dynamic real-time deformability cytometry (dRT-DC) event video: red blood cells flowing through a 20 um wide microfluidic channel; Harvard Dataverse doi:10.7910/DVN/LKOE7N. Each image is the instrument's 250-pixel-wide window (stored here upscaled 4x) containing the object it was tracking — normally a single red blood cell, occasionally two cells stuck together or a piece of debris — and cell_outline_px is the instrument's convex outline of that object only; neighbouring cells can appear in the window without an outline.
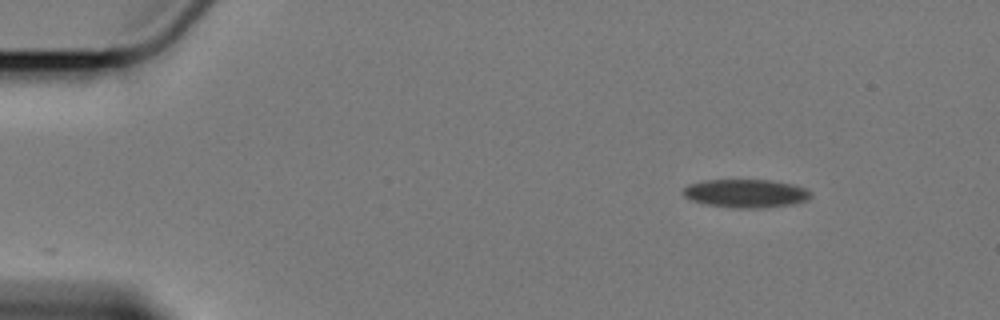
{"species": "Egyptian fruit bat (a non-hibernating species)", "species_latin": "Rousettus aegyptiacus", "temperature_condition": "cold", "stored_images_in_passage": 53, "camera_frame_rate_fps": 3000, "um_per_image_px": 0.085, "animal": {"sex": "female"}, "frame": {"image": 1, "passage_image": 1, "time_ms": 0.0, "image_size_px": [1000, 320], "cell_outline_px": [[812, 196], [808, 200], [796, 204], [764, 208], [732, 208], [704, 204], [688, 200], [680, 192], [688, 184], [704, 180], [772, 180], [792, 184], [804, 188], [812, 192]], "centroid_in_image_um": [63.38, 16.45], "position_along_channel_um": 21.6, "area_um2": 21.56}}
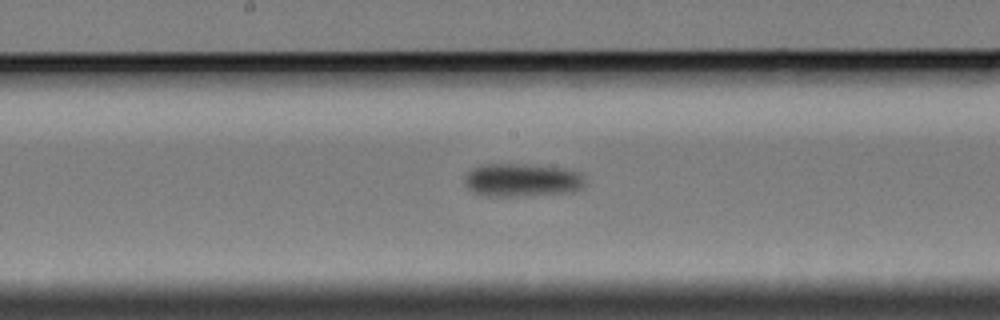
{"frame": {"image": 2, "passage_image": 25, "time_ms": 8.0, "image_size_px": [1000, 320], "cell_outline_px": [[588, 184], [584, 188], [572, 192], [532, 196], [484, 196], [468, 188], [464, 184], [464, 176], [472, 168], [480, 164], [528, 164], [568, 168], [580, 172]], "centroid_in_image_um": [44.43, 15.31], "position_along_channel_um": 203.8, "area_um2": 24.04}}
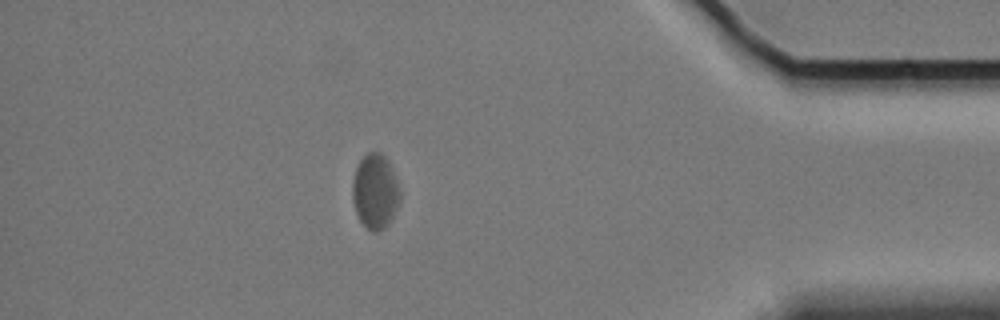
{"frame": {"image": 3, "passage_image": 46, "time_ms": 15.0, "image_size_px": [1000, 320], "cell_outline_px": [[400, 200], [388, 224], [384, 228], [372, 232], [360, 220], [356, 212], [352, 196], [352, 180], [356, 168], [360, 160], [368, 152], [380, 152], [388, 160], [392, 168], [400, 192]], "centroid_in_image_um": [31.88, 16.25], "position_along_channel_um": 403.3, "area_um2": 20.46}, "authors_computed_cell_mechanics": {"area_um2": 21.9062, "velocity_mm_per_s": 3.3685, "shape_relaxation_time_tau1_ms": 5.8275, "shape_relaxation_time_tau2_ms": 4.4549, "deformation_change_tau1": 0.0973, "deformation_change_tau2": 0.08}}